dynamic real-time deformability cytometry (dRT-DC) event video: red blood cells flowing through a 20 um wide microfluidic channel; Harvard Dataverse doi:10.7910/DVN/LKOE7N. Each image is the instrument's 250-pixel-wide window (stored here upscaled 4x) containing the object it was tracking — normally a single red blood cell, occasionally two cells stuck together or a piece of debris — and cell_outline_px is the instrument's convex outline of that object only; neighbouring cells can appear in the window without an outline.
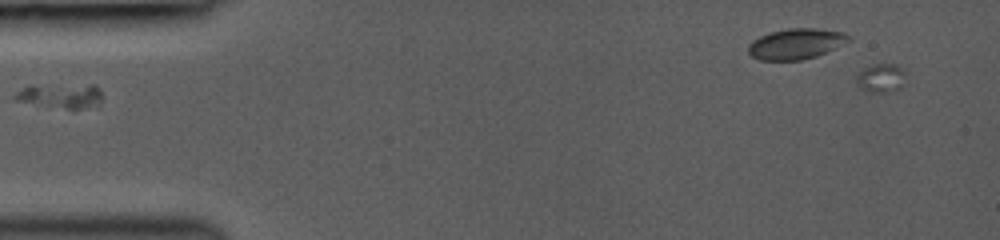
{"species": "common noctule bat (a hibernating species)", "species_latin": "Nyctalus noctula", "temperature_condition": "room temperature", "stored_images_in_passage": 27, "camera_frame_rate_fps": 3000, "um_per_image_px": 0.085, "animal": {"sex": "female", "body_mass_g": 19.0, "forearm_length_mm": 53.3}, "frame": {"image": 1, "passage_image": 1, "time_ms": 0.0, "image_size_px": [1000, 240], "cell_outline_px": [[100, 104], [80, 108], [68, 108], [12, 100], [12, 96], [16, 92], [28, 84], [96, 84], [100, 88]], "centroid_in_image_um": [5.11, 8.08], "position_along_channel_um": 79.9, "area_um2": 12.66}}
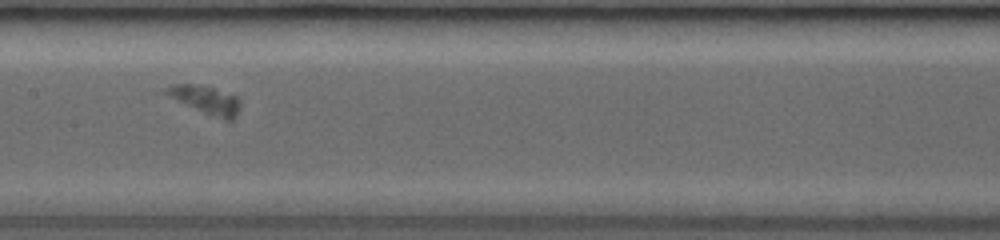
{"frame": {"image": 2, "passage_image": 11, "time_ms": 2.667, "image_size_px": [1000, 240], "cell_outline_px": [[240, 108], [236, 116], [232, 120], [224, 120], [196, 108], [164, 92], [164, 88], [176, 84], [196, 84], [212, 88], [236, 96], [240, 100]], "centroid_in_image_um": [17.57, 8.48], "position_along_channel_um": 189.8, "area_um2": 11.44}}
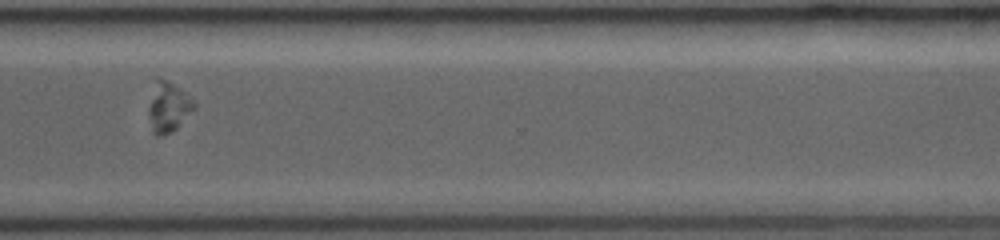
{"frame": {"image": 3, "passage_image": 26, "time_ms": 6.667, "image_size_px": [1000, 240], "cell_outline_px": [[196, 108], [172, 132], [160, 136], [156, 136], [152, 132], [148, 116], [148, 108], [160, 76], [168, 80], [192, 96], [196, 100]], "centroid_in_image_um": [14.36, 9.13], "position_along_channel_um": 356.2, "area_um2": 13.24}}